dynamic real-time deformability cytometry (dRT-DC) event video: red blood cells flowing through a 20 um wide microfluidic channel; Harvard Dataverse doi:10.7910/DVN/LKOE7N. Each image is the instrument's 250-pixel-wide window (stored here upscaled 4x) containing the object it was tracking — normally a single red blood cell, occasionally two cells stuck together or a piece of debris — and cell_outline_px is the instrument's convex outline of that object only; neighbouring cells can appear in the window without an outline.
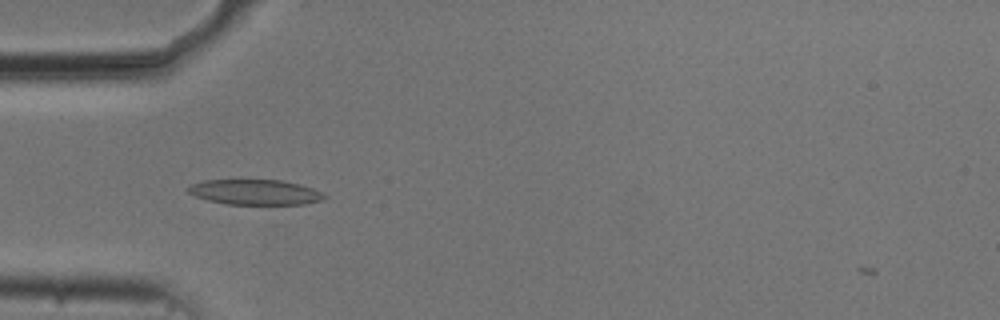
{"species": "common noctule bat (a hibernating species)", "species_latin": "Nyctalus noctula", "temperature_condition": "cold", "stored_images_in_passage": 42, "camera_frame_rate_fps": 3000, "um_per_image_px": 0.085, "animal": {"sex": "male", "body_mass_g": 20.5, "forearm_length_mm": 52.5}, "frame": {"image": 1, "passage_image": 5, "time_ms": 1.333, "image_size_px": [1000, 320], "cell_outline_px": [[328, 196], [320, 200], [304, 204], [228, 204], [208, 200], [196, 196], [188, 192], [188, 188], [192, 184], [204, 180], [280, 180], [300, 184], [312, 188]], "centroid_in_image_um": [21.69, 16.33], "position_along_channel_um": 63.3, "area_um2": 19.77}}
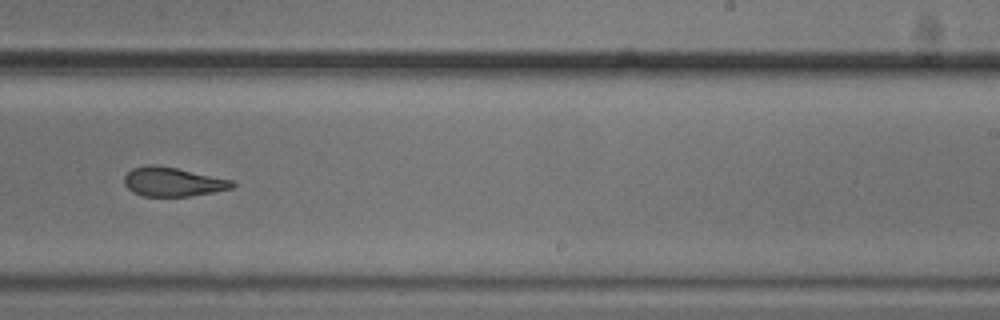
{"frame": {"image": 2, "passage_image": 22, "time_ms": 7.0, "image_size_px": [1000, 320], "cell_outline_px": [[236, 184], [232, 188], [212, 192], [188, 196], [144, 196], [132, 192], [124, 184], [124, 176], [132, 168], [148, 164], [152, 164], [176, 168], [236, 180]], "centroid_in_image_um": [14.7, 15.45], "position_along_channel_um": 274.3, "area_um2": 18.38}}
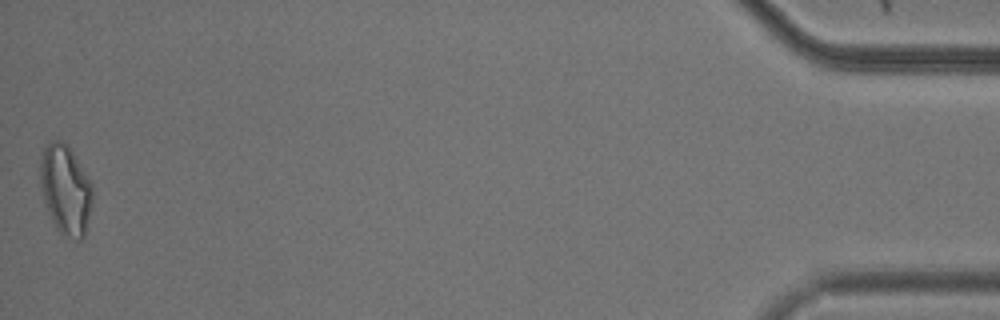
{"frame": {"image": 3, "passage_image": 42, "time_ms": 13.667, "image_size_px": [1000, 320], "cell_outline_px": [[92, 204], [84, 236], [80, 240], [76, 240], [64, 236], [56, 228], [44, 204], [40, 188], [40, 160], [44, 148], [52, 140], [60, 140], [68, 144], [92, 184]], "centroid_in_image_um": [5.56, 16.13], "position_along_channel_um": 429.6, "area_um2": 27.46}, "authors_computed_cell_mechanics": {"area_um2": 19.5942, "velocity_mm_per_s": 3.7355, "shape_relaxation_time_tau1_ms": 6.3471, "shape_relaxation_time_tau2_ms": 3.4938, "deformation_change_tau1": 0.1753, "deformation_change_tau2": 0.1219}}